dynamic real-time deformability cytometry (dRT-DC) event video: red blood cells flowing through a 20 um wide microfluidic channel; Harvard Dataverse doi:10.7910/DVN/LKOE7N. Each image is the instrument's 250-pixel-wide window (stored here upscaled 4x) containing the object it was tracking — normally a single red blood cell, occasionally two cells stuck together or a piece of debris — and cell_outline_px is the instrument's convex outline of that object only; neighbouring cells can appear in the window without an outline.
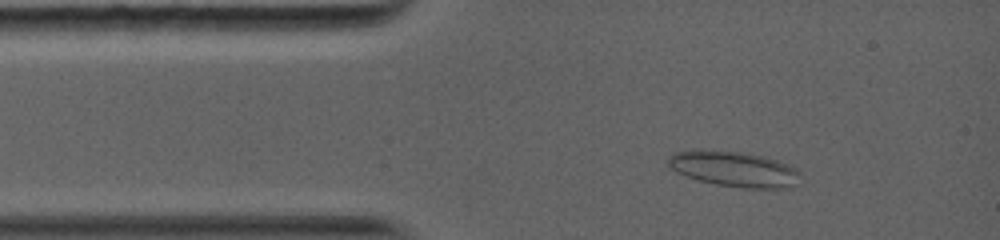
{"species": "common noctule bat (a hibernating species)", "species_latin": "Nyctalus noctula", "temperature_condition": "warm", "stored_images_in_passage": 6, "camera_frame_rate_fps": 5000, "um_per_image_px": 0.085, "animal": {"sex": "female", "body_mass_g": 19.0, "forearm_length_mm": 56.7}, "frame": {"image": 1, "passage_image": 4, "time_ms": 1.2, "image_size_px": [1000, 240], "cell_outline_px": [[800, 184], [788, 188], [740, 188], [716, 184], [696, 180], [684, 176], [668, 168], [668, 156], [676, 152], [700, 148], [740, 152], [764, 156], [788, 164], [800, 172]], "centroid_in_image_um": [62.37, 14.36], "position_along_channel_um": 22.6, "area_um2": 27.92}}